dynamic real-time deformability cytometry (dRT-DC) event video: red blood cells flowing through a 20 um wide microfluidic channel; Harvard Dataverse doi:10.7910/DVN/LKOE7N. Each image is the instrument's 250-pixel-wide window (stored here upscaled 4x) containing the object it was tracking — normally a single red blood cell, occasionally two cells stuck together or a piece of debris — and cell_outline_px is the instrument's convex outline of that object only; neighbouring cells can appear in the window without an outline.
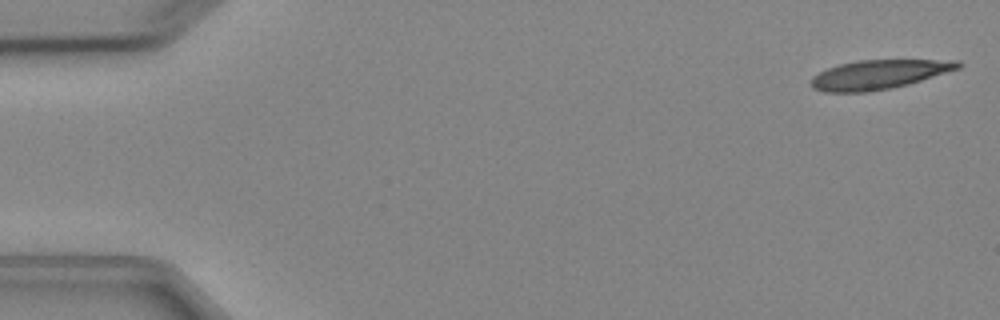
{"species": "Egyptian fruit bat (a non-hibernating species)", "species_latin": "Rousettus aegyptiacus", "temperature_condition": "cold", "stored_images_in_passage": 6, "camera_frame_rate_fps": 3000, "um_per_image_px": 0.085, "animal": {"sex": "female"}, "frame": {"image": 1, "passage_image": 1, "time_ms": 0.0, "image_size_px": [1000, 320], "cell_outline_px": [[964, 64], [960, 68], [908, 84], [892, 88], [864, 92], [824, 92], [812, 88], [812, 76], [828, 68], [840, 64], [860, 60], [960, 60]], "centroid_in_image_um": [74.72, 6.33], "position_along_channel_um": 10.3, "area_um2": 24.85}}
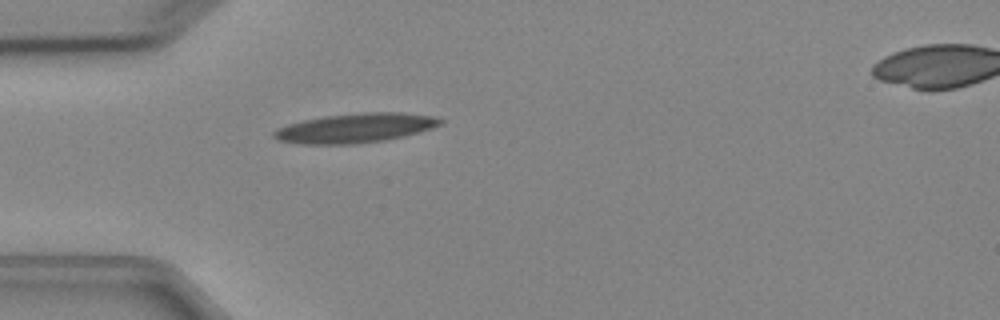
{"frame": {"image": 2, "passage_image": 5, "time_ms": 4.333, "image_size_px": [1000, 320], "cell_outline_px": [[444, 124], [432, 128], [404, 136], [384, 140], [356, 144], [300, 144], [280, 140], [272, 136], [272, 132], [276, 128], [288, 124], [304, 120], [324, 116], [364, 112], [404, 112], [436, 116], [444, 120]], "centroid_in_image_um": [30.24, 10.87], "position_along_channel_um": 54.8, "area_um2": 28.73}}